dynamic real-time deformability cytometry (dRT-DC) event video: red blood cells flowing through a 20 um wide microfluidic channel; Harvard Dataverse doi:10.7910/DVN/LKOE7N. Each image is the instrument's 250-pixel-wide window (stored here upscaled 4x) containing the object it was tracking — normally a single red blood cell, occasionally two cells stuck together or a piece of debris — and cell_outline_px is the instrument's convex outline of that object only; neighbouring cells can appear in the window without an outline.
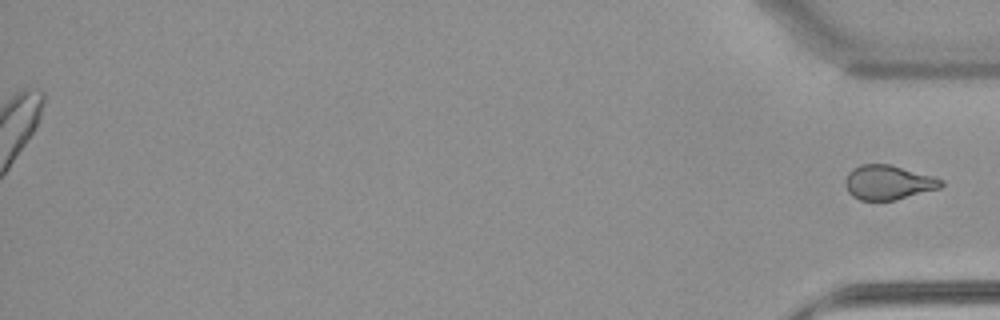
{"species": "common noctule bat (a hibernating species)", "species_latin": "Nyctalus noctula", "temperature_condition": "warm", "stored_images_in_passage": 49, "segment_of_instrument_passage": [2, 2], "camera_frame_rate_fps": 3000, "um_per_image_px": 0.085, "animal": {"sex": "female", "body_mass_g": 22.7, "forearm_length_mm": 54.2}, "frame": {"image": 1, "passage_image": 49, "time_ms": 16.0, "image_size_px": [1000, 320], "cell_outline_px": [[944, 184], [940, 188], [896, 200], [860, 200], [852, 196], [848, 192], [844, 184], [844, 180], [848, 172], [852, 168], [860, 164], [888, 164], [932, 176], [944, 180]], "centroid_in_image_um": [75.46, 15.51], "position_along_channel_um": 359.7, "area_um2": 19.31}}